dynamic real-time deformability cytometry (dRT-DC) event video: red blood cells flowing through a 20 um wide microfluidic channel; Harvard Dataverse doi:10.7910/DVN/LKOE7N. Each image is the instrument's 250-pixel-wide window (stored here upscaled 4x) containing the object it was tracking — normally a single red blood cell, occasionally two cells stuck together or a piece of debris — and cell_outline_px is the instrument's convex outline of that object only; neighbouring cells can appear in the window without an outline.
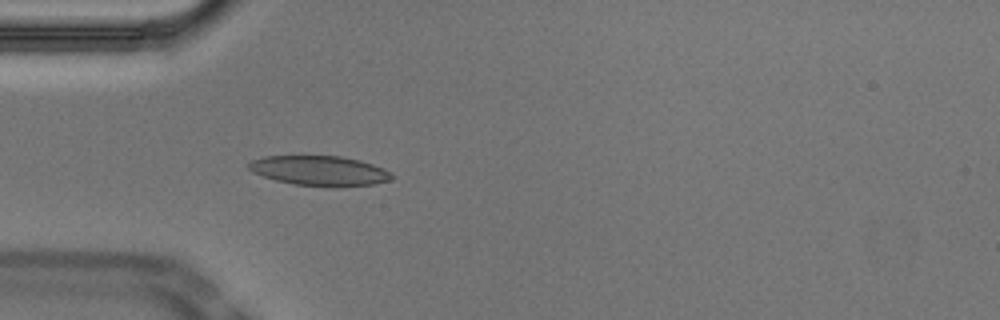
{"species": "Egyptian fruit bat (a non-hibernating species)", "species_latin": "Rousettus aegyptiacus", "temperature_condition": "cold", "stored_images_in_passage": 39, "camera_frame_rate_fps": 3000, "um_per_image_px": 0.085, "animal": {"sex": "male"}, "frame": {"image": 1, "passage_image": 1, "time_ms": 0.0, "image_size_px": [1000, 320], "cell_outline_px": [[396, 176], [392, 180], [376, 184], [332, 188], [328, 188], [292, 184], [276, 180], [252, 172], [248, 168], [248, 164], [252, 160], [264, 156], [340, 156], [360, 160], [384, 168]], "centroid_in_image_um": [27.22, 14.53], "position_along_channel_um": 57.8, "area_um2": 25.37}}
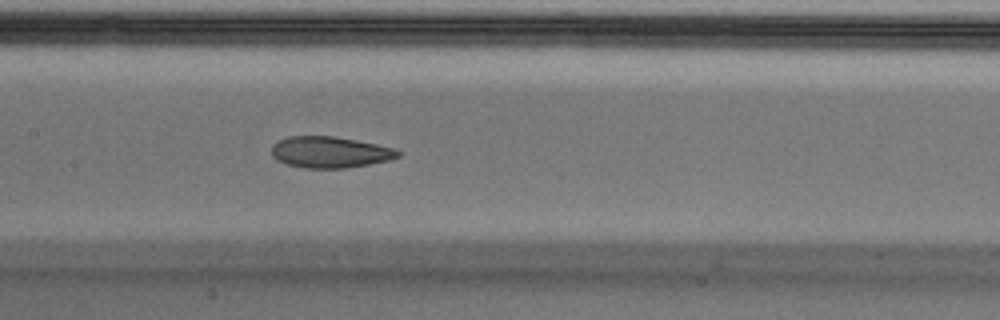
{"frame": {"image": 2, "passage_image": 11, "time_ms": 3.333, "image_size_px": [1000, 320], "cell_outline_px": [[400, 156], [388, 160], [368, 164], [344, 168], [304, 168], [284, 164], [276, 160], [272, 156], [272, 144], [288, 136], [332, 136], [356, 140], [396, 148], [400, 152]], "centroid_in_image_um": [28.01, 12.94], "position_along_channel_um": 179.4, "area_um2": 23.06}}
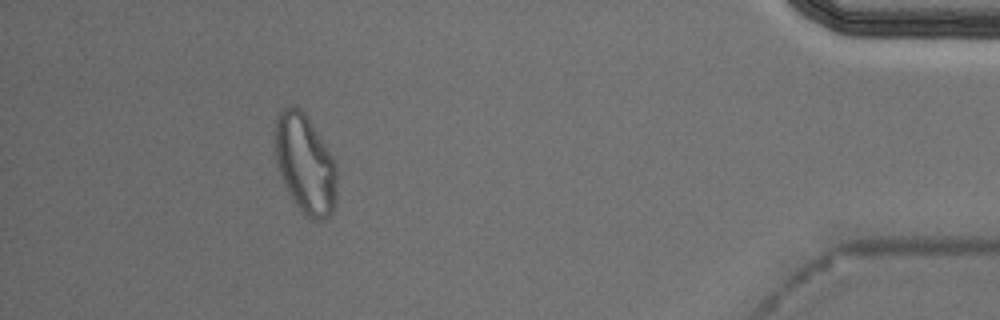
{"frame": {"image": 3, "passage_image": 34, "time_ms": 11.0, "image_size_px": [1000, 320], "cell_outline_px": [[336, 200], [332, 212], [324, 220], [312, 220], [296, 204], [288, 192], [284, 184], [276, 164], [276, 116], [284, 108], [292, 104], [296, 104], [304, 112], [336, 160]], "centroid_in_image_um": [25.95, 13.91], "position_along_channel_um": 409.2, "area_um2": 35.66}, "authors_computed_cell_mechanics": {"area_um2": 24.7384, "velocity_mm_per_s": 3.7145, "shape_relaxation_time_tau1_ms": null, "shape_relaxation_time_tau2_ms": 2.6336, "deformation_change_tau1": null, "deformation_change_tau2": 0.0837}}